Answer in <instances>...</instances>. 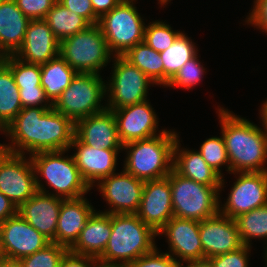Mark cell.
Wrapping results in <instances>:
<instances>
[{
  "mask_svg": "<svg viewBox=\"0 0 267 267\" xmlns=\"http://www.w3.org/2000/svg\"><path fill=\"white\" fill-rule=\"evenodd\" d=\"M2 267H22L18 261L2 260Z\"/></svg>",
  "mask_w": 267,
  "mask_h": 267,
  "instance_id": "49",
  "label": "cell"
},
{
  "mask_svg": "<svg viewBox=\"0 0 267 267\" xmlns=\"http://www.w3.org/2000/svg\"><path fill=\"white\" fill-rule=\"evenodd\" d=\"M109 110H112L115 116L118 136L123 145L128 142L160 135L166 131L163 129L159 134L156 133L158 117L149 100Z\"/></svg>",
  "mask_w": 267,
  "mask_h": 267,
  "instance_id": "16",
  "label": "cell"
},
{
  "mask_svg": "<svg viewBox=\"0 0 267 267\" xmlns=\"http://www.w3.org/2000/svg\"><path fill=\"white\" fill-rule=\"evenodd\" d=\"M251 246L242 245L237 250L209 258L214 267H249L248 257Z\"/></svg>",
  "mask_w": 267,
  "mask_h": 267,
  "instance_id": "38",
  "label": "cell"
},
{
  "mask_svg": "<svg viewBox=\"0 0 267 267\" xmlns=\"http://www.w3.org/2000/svg\"><path fill=\"white\" fill-rule=\"evenodd\" d=\"M56 38L61 41L87 29L91 24L75 12H70L58 0L44 19Z\"/></svg>",
  "mask_w": 267,
  "mask_h": 267,
  "instance_id": "29",
  "label": "cell"
},
{
  "mask_svg": "<svg viewBox=\"0 0 267 267\" xmlns=\"http://www.w3.org/2000/svg\"><path fill=\"white\" fill-rule=\"evenodd\" d=\"M0 131L1 132L3 131V133L6 134L7 136V125L1 120V118H0Z\"/></svg>",
  "mask_w": 267,
  "mask_h": 267,
  "instance_id": "51",
  "label": "cell"
},
{
  "mask_svg": "<svg viewBox=\"0 0 267 267\" xmlns=\"http://www.w3.org/2000/svg\"><path fill=\"white\" fill-rule=\"evenodd\" d=\"M6 151L0 158V192L19 208L38 190L36 174L29 156Z\"/></svg>",
  "mask_w": 267,
  "mask_h": 267,
  "instance_id": "11",
  "label": "cell"
},
{
  "mask_svg": "<svg viewBox=\"0 0 267 267\" xmlns=\"http://www.w3.org/2000/svg\"><path fill=\"white\" fill-rule=\"evenodd\" d=\"M11 140L6 150L15 154H33L70 149L75 123L52 108H22L7 126Z\"/></svg>",
  "mask_w": 267,
  "mask_h": 267,
  "instance_id": "1",
  "label": "cell"
},
{
  "mask_svg": "<svg viewBox=\"0 0 267 267\" xmlns=\"http://www.w3.org/2000/svg\"><path fill=\"white\" fill-rule=\"evenodd\" d=\"M121 0H91L94 14L100 19L104 14L115 8Z\"/></svg>",
  "mask_w": 267,
  "mask_h": 267,
  "instance_id": "45",
  "label": "cell"
},
{
  "mask_svg": "<svg viewBox=\"0 0 267 267\" xmlns=\"http://www.w3.org/2000/svg\"><path fill=\"white\" fill-rule=\"evenodd\" d=\"M232 174H238V178L232 185L225 205L219 207V213L234 219L238 215L267 205V171Z\"/></svg>",
  "mask_w": 267,
  "mask_h": 267,
  "instance_id": "13",
  "label": "cell"
},
{
  "mask_svg": "<svg viewBox=\"0 0 267 267\" xmlns=\"http://www.w3.org/2000/svg\"><path fill=\"white\" fill-rule=\"evenodd\" d=\"M177 137L174 146L173 169L181 176L209 186H222L221 176L212 169L198 151L180 149Z\"/></svg>",
  "mask_w": 267,
  "mask_h": 267,
  "instance_id": "26",
  "label": "cell"
},
{
  "mask_svg": "<svg viewBox=\"0 0 267 267\" xmlns=\"http://www.w3.org/2000/svg\"><path fill=\"white\" fill-rule=\"evenodd\" d=\"M166 235L170 251L167 252L180 263L203 259L199 234V221L172 217L157 233ZM179 258V260L177 259Z\"/></svg>",
  "mask_w": 267,
  "mask_h": 267,
  "instance_id": "19",
  "label": "cell"
},
{
  "mask_svg": "<svg viewBox=\"0 0 267 267\" xmlns=\"http://www.w3.org/2000/svg\"><path fill=\"white\" fill-rule=\"evenodd\" d=\"M69 249L51 242L32 255L21 258L18 262L22 267H59L61 258Z\"/></svg>",
  "mask_w": 267,
  "mask_h": 267,
  "instance_id": "36",
  "label": "cell"
},
{
  "mask_svg": "<svg viewBox=\"0 0 267 267\" xmlns=\"http://www.w3.org/2000/svg\"><path fill=\"white\" fill-rule=\"evenodd\" d=\"M197 54V48L192 39L183 32L168 49L160 52L164 66V86L167 87L177 72Z\"/></svg>",
  "mask_w": 267,
  "mask_h": 267,
  "instance_id": "28",
  "label": "cell"
},
{
  "mask_svg": "<svg viewBox=\"0 0 267 267\" xmlns=\"http://www.w3.org/2000/svg\"><path fill=\"white\" fill-rule=\"evenodd\" d=\"M18 8L30 19H45L57 0H14Z\"/></svg>",
  "mask_w": 267,
  "mask_h": 267,
  "instance_id": "40",
  "label": "cell"
},
{
  "mask_svg": "<svg viewBox=\"0 0 267 267\" xmlns=\"http://www.w3.org/2000/svg\"><path fill=\"white\" fill-rule=\"evenodd\" d=\"M123 57L144 72L155 85L164 86V66L159 52L141 42L130 48Z\"/></svg>",
  "mask_w": 267,
  "mask_h": 267,
  "instance_id": "30",
  "label": "cell"
},
{
  "mask_svg": "<svg viewBox=\"0 0 267 267\" xmlns=\"http://www.w3.org/2000/svg\"><path fill=\"white\" fill-rule=\"evenodd\" d=\"M40 67L41 86L48 99L54 103L61 93L69 87L77 72L60 55L41 64Z\"/></svg>",
  "mask_w": 267,
  "mask_h": 267,
  "instance_id": "27",
  "label": "cell"
},
{
  "mask_svg": "<svg viewBox=\"0 0 267 267\" xmlns=\"http://www.w3.org/2000/svg\"><path fill=\"white\" fill-rule=\"evenodd\" d=\"M111 79L106 82L107 109H119L147 100L148 86L154 83L123 56H114Z\"/></svg>",
  "mask_w": 267,
  "mask_h": 267,
  "instance_id": "10",
  "label": "cell"
},
{
  "mask_svg": "<svg viewBox=\"0 0 267 267\" xmlns=\"http://www.w3.org/2000/svg\"><path fill=\"white\" fill-rule=\"evenodd\" d=\"M99 267H129L128 265L99 263Z\"/></svg>",
  "mask_w": 267,
  "mask_h": 267,
  "instance_id": "50",
  "label": "cell"
},
{
  "mask_svg": "<svg viewBox=\"0 0 267 267\" xmlns=\"http://www.w3.org/2000/svg\"><path fill=\"white\" fill-rule=\"evenodd\" d=\"M177 137L175 131L166 130L160 135L124 144L127 158L123 170L144 182L167 177L173 170Z\"/></svg>",
  "mask_w": 267,
  "mask_h": 267,
  "instance_id": "4",
  "label": "cell"
},
{
  "mask_svg": "<svg viewBox=\"0 0 267 267\" xmlns=\"http://www.w3.org/2000/svg\"><path fill=\"white\" fill-rule=\"evenodd\" d=\"M199 234L203 258L229 253L243 245L235 220L221 213L199 221Z\"/></svg>",
  "mask_w": 267,
  "mask_h": 267,
  "instance_id": "18",
  "label": "cell"
},
{
  "mask_svg": "<svg viewBox=\"0 0 267 267\" xmlns=\"http://www.w3.org/2000/svg\"><path fill=\"white\" fill-rule=\"evenodd\" d=\"M64 5L70 12L85 18L91 25H96L99 22V18L94 14V10L91 4V0H58Z\"/></svg>",
  "mask_w": 267,
  "mask_h": 267,
  "instance_id": "42",
  "label": "cell"
},
{
  "mask_svg": "<svg viewBox=\"0 0 267 267\" xmlns=\"http://www.w3.org/2000/svg\"><path fill=\"white\" fill-rule=\"evenodd\" d=\"M95 211L87 198L64 199L58 216L55 243L68 249L78 239L88 218Z\"/></svg>",
  "mask_w": 267,
  "mask_h": 267,
  "instance_id": "23",
  "label": "cell"
},
{
  "mask_svg": "<svg viewBox=\"0 0 267 267\" xmlns=\"http://www.w3.org/2000/svg\"><path fill=\"white\" fill-rule=\"evenodd\" d=\"M60 41L44 19L30 20L22 47L14 55L30 64H44L59 55Z\"/></svg>",
  "mask_w": 267,
  "mask_h": 267,
  "instance_id": "21",
  "label": "cell"
},
{
  "mask_svg": "<svg viewBox=\"0 0 267 267\" xmlns=\"http://www.w3.org/2000/svg\"><path fill=\"white\" fill-rule=\"evenodd\" d=\"M260 119H262V127H264V135L267 140V99L266 101L262 104L261 110H260Z\"/></svg>",
  "mask_w": 267,
  "mask_h": 267,
  "instance_id": "48",
  "label": "cell"
},
{
  "mask_svg": "<svg viewBox=\"0 0 267 267\" xmlns=\"http://www.w3.org/2000/svg\"><path fill=\"white\" fill-rule=\"evenodd\" d=\"M101 77L96 73H77L69 87L53 103V108L74 123L104 111L106 106L101 101L106 97V83Z\"/></svg>",
  "mask_w": 267,
  "mask_h": 267,
  "instance_id": "8",
  "label": "cell"
},
{
  "mask_svg": "<svg viewBox=\"0 0 267 267\" xmlns=\"http://www.w3.org/2000/svg\"><path fill=\"white\" fill-rule=\"evenodd\" d=\"M70 148H76L72 154L76 166L84 181L92 189L95 182H99L105 177L115 173L117 165V155L122 149H102L94 148L83 144L74 136Z\"/></svg>",
  "mask_w": 267,
  "mask_h": 267,
  "instance_id": "20",
  "label": "cell"
},
{
  "mask_svg": "<svg viewBox=\"0 0 267 267\" xmlns=\"http://www.w3.org/2000/svg\"><path fill=\"white\" fill-rule=\"evenodd\" d=\"M36 175L37 192L17 212L37 231L55 243L58 216L63 198L53 195Z\"/></svg>",
  "mask_w": 267,
  "mask_h": 267,
  "instance_id": "15",
  "label": "cell"
},
{
  "mask_svg": "<svg viewBox=\"0 0 267 267\" xmlns=\"http://www.w3.org/2000/svg\"><path fill=\"white\" fill-rule=\"evenodd\" d=\"M171 187L174 217L202 221L219 213L222 186H209L185 178L174 169L167 176Z\"/></svg>",
  "mask_w": 267,
  "mask_h": 267,
  "instance_id": "5",
  "label": "cell"
},
{
  "mask_svg": "<svg viewBox=\"0 0 267 267\" xmlns=\"http://www.w3.org/2000/svg\"><path fill=\"white\" fill-rule=\"evenodd\" d=\"M247 17L248 24L267 33V0H255L253 10Z\"/></svg>",
  "mask_w": 267,
  "mask_h": 267,
  "instance_id": "43",
  "label": "cell"
},
{
  "mask_svg": "<svg viewBox=\"0 0 267 267\" xmlns=\"http://www.w3.org/2000/svg\"><path fill=\"white\" fill-rule=\"evenodd\" d=\"M230 172H266L267 140L262 128L228 109L218 108Z\"/></svg>",
  "mask_w": 267,
  "mask_h": 267,
  "instance_id": "2",
  "label": "cell"
},
{
  "mask_svg": "<svg viewBox=\"0 0 267 267\" xmlns=\"http://www.w3.org/2000/svg\"><path fill=\"white\" fill-rule=\"evenodd\" d=\"M75 136L96 149H123L112 110L105 109L75 123Z\"/></svg>",
  "mask_w": 267,
  "mask_h": 267,
  "instance_id": "22",
  "label": "cell"
},
{
  "mask_svg": "<svg viewBox=\"0 0 267 267\" xmlns=\"http://www.w3.org/2000/svg\"><path fill=\"white\" fill-rule=\"evenodd\" d=\"M17 213L16 206L0 192V223Z\"/></svg>",
  "mask_w": 267,
  "mask_h": 267,
  "instance_id": "46",
  "label": "cell"
},
{
  "mask_svg": "<svg viewBox=\"0 0 267 267\" xmlns=\"http://www.w3.org/2000/svg\"><path fill=\"white\" fill-rule=\"evenodd\" d=\"M6 144H1L0 143V158L2 157V155L6 152Z\"/></svg>",
  "mask_w": 267,
  "mask_h": 267,
  "instance_id": "52",
  "label": "cell"
},
{
  "mask_svg": "<svg viewBox=\"0 0 267 267\" xmlns=\"http://www.w3.org/2000/svg\"><path fill=\"white\" fill-rule=\"evenodd\" d=\"M19 93L23 108L53 107V103L48 99L43 88H19Z\"/></svg>",
  "mask_w": 267,
  "mask_h": 267,
  "instance_id": "41",
  "label": "cell"
},
{
  "mask_svg": "<svg viewBox=\"0 0 267 267\" xmlns=\"http://www.w3.org/2000/svg\"><path fill=\"white\" fill-rule=\"evenodd\" d=\"M66 150L40 152L30 156L35 174L46 180L53 195L63 199H77L91 190L82 178L73 156ZM63 155V156H62Z\"/></svg>",
  "mask_w": 267,
  "mask_h": 267,
  "instance_id": "6",
  "label": "cell"
},
{
  "mask_svg": "<svg viewBox=\"0 0 267 267\" xmlns=\"http://www.w3.org/2000/svg\"><path fill=\"white\" fill-rule=\"evenodd\" d=\"M198 55L189 60L169 81L168 87H183L190 89L194 85H197L204 75L206 69L201 65L200 59H197Z\"/></svg>",
  "mask_w": 267,
  "mask_h": 267,
  "instance_id": "37",
  "label": "cell"
},
{
  "mask_svg": "<svg viewBox=\"0 0 267 267\" xmlns=\"http://www.w3.org/2000/svg\"><path fill=\"white\" fill-rule=\"evenodd\" d=\"M99 263L97 258L74 254L68 250L61 258L59 267H99Z\"/></svg>",
  "mask_w": 267,
  "mask_h": 267,
  "instance_id": "44",
  "label": "cell"
},
{
  "mask_svg": "<svg viewBox=\"0 0 267 267\" xmlns=\"http://www.w3.org/2000/svg\"><path fill=\"white\" fill-rule=\"evenodd\" d=\"M158 234L136 214H111V235L100 263L129 265L156 248Z\"/></svg>",
  "mask_w": 267,
  "mask_h": 267,
  "instance_id": "3",
  "label": "cell"
},
{
  "mask_svg": "<svg viewBox=\"0 0 267 267\" xmlns=\"http://www.w3.org/2000/svg\"><path fill=\"white\" fill-rule=\"evenodd\" d=\"M106 39L98 24L60 41L59 55L77 73H96L112 59Z\"/></svg>",
  "mask_w": 267,
  "mask_h": 267,
  "instance_id": "7",
  "label": "cell"
},
{
  "mask_svg": "<svg viewBox=\"0 0 267 267\" xmlns=\"http://www.w3.org/2000/svg\"><path fill=\"white\" fill-rule=\"evenodd\" d=\"M51 241L31 226L18 212L0 223L2 259L19 261L46 247Z\"/></svg>",
  "mask_w": 267,
  "mask_h": 267,
  "instance_id": "12",
  "label": "cell"
},
{
  "mask_svg": "<svg viewBox=\"0 0 267 267\" xmlns=\"http://www.w3.org/2000/svg\"><path fill=\"white\" fill-rule=\"evenodd\" d=\"M234 220L242 244L251 246L250 241L253 238H264L267 242V205L238 215Z\"/></svg>",
  "mask_w": 267,
  "mask_h": 267,
  "instance_id": "32",
  "label": "cell"
},
{
  "mask_svg": "<svg viewBox=\"0 0 267 267\" xmlns=\"http://www.w3.org/2000/svg\"><path fill=\"white\" fill-rule=\"evenodd\" d=\"M99 191L108 203V214H136L144 187V181L124 170L103 178L97 183Z\"/></svg>",
  "mask_w": 267,
  "mask_h": 267,
  "instance_id": "14",
  "label": "cell"
},
{
  "mask_svg": "<svg viewBox=\"0 0 267 267\" xmlns=\"http://www.w3.org/2000/svg\"><path fill=\"white\" fill-rule=\"evenodd\" d=\"M2 260H3V259H2L1 253H0V263H1Z\"/></svg>",
  "mask_w": 267,
  "mask_h": 267,
  "instance_id": "55",
  "label": "cell"
},
{
  "mask_svg": "<svg viewBox=\"0 0 267 267\" xmlns=\"http://www.w3.org/2000/svg\"><path fill=\"white\" fill-rule=\"evenodd\" d=\"M207 164L214 169L221 177V166L227 164V170L230 171V163L225 147V141L223 136L211 137L206 139L203 144L200 145V150L198 151Z\"/></svg>",
  "mask_w": 267,
  "mask_h": 267,
  "instance_id": "35",
  "label": "cell"
},
{
  "mask_svg": "<svg viewBox=\"0 0 267 267\" xmlns=\"http://www.w3.org/2000/svg\"><path fill=\"white\" fill-rule=\"evenodd\" d=\"M136 215L156 233L174 216L168 177L144 182Z\"/></svg>",
  "mask_w": 267,
  "mask_h": 267,
  "instance_id": "17",
  "label": "cell"
},
{
  "mask_svg": "<svg viewBox=\"0 0 267 267\" xmlns=\"http://www.w3.org/2000/svg\"><path fill=\"white\" fill-rule=\"evenodd\" d=\"M19 88L11 69L0 63V118L8 126L22 110Z\"/></svg>",
  "mask_w": 267,
  "mask_h": 267,
  "instance_id": "31",
  "label": "cell"
},
{
  "mask_svg": "<svg viewBox=\"0 0 267 267\" xmlns=\"http://www.w3.org/2000/svg\"><path fill=\"white\" fill-rule=\"evenodd\" d=\"M181 33L172 30L169 24L157 20L145 25L144 43L160 53L168 49Z\"/></svg>",
  "mask_w": 267,
  "mask_h": 267,
  "instance_id": "34",
  "label": "cell"
},
{
  "mask_svg": "<svg viewBox=\"0 0 267 267\" xmlns=\"http://www.w3.org/2000/svg\"><path fill=\"white\" fill-rule=\"evenodd\" d=\"M180 267H214V265L209 258H203V259L187 261L186 266H184L182 262Z\"/></svg>",
  "mask_w": 267,
  "mask_h": 267,
  "instance_id": "47",
  "label": "cell"
},
{
  "mask_svg": "<svg viewBox=\"0 0 267 267\" xmlns=\"http://www.w3.org/2000/svg\"><path fill=\"white\" fill-rule=\"evenodd\" d=\"M3 62L11 69L18 88H43L40 64L23 62L14 55L6 56Z\"/></svg>",
  "mask_w": 267,
  "mask_h": 267,
  "instance_id": "33",
  "label": "cell"
},
{
  "mask_svg": "<svg viewBox=\"0 0 267 267\" xmlns=\"http://www.w3.org/2000/svg\"><path fill=\"white\" fill-rule=\"evenodd\" d=\"M111 235V214L103 211L92 213L78 239L69 248L74 254L99 258L109 241Z\"/></svg>",
  "mask_w": 267,
  "mask_h": 267,
  "instance_id": "25",
  "label": "cell"
},
{
  "mask_svg": "<svg viewBox=\"0 0 267 267\" xmlns=\"http://www.w3.org/2000/svg\"><path fill=\"white\" fill-rule=\"evenodd\" d=\"M136 0H121L98 22L113 56H123L136 44L144 42V19L134 4Z\"/></svg>",
  "mask_w": 267,
  "mask_h": 267,
  "instance_id": "9",
  "label": "cell"
},
{
  "mask_svg": "<svg viewBox=\"0 0 267 267\" xmlns=\"http://www.w3.org/2000/svg\"><path fill=\"white\" fill-rule=\"evenodd\" d=\"M265 255H266V256H265L266 258H265L264 261L266 262V265H267V250H265ZM265 267H267V266H265Z\"/></svg>",
  "mask_w": 267,
  "mask_h": 267,
  "instance_id": "54",
  "label": "cell"
},
{
  "mask_svg": "<svg viewBox=\"0 0 267 267\" xmlns=\"http://www.w3.org/2000/svg\"><path fill=\"white\" fill-rule=\"evenodd\" d=\"M181 263L168 253H160L156 247L152 252L145 254L131 262L129 267H180Z\"/></svg>",
  "mask_w": 267,
  "mask_h": 267,
  "instance_id": "39",
  "label": "cell"
},
{
  "mask_svg": "<svg viewBox=\"0 0 267 267\" xmlns=\"http://www.w3.org/2000/svg\"><path fill=\"white\" fill-rule=\"evenodd\" d=\"M159 1V3H160V5H165V4H168L167 2L169 1H171V0H158Z\"/></svg>",
  "mask_w": 267,
  "mask_h": 267,
  "instance_id": "53",
  "label": "cell"
},
{
  "mask_svg": "<svg viewBox=\"0 0 267 267\" xmlns=\"http://www.w3.org/2000/svg\"><path fill=\"white\" fill-rule=\"evenodd\" d=\"M29 21L14 0H0V58L15 55L22 47Z\"/></svg>",
  "mask_w": 267,
  "mask_h": 267,
  "instance_id": "24",
  "label": "cell"
}]
</instances>
